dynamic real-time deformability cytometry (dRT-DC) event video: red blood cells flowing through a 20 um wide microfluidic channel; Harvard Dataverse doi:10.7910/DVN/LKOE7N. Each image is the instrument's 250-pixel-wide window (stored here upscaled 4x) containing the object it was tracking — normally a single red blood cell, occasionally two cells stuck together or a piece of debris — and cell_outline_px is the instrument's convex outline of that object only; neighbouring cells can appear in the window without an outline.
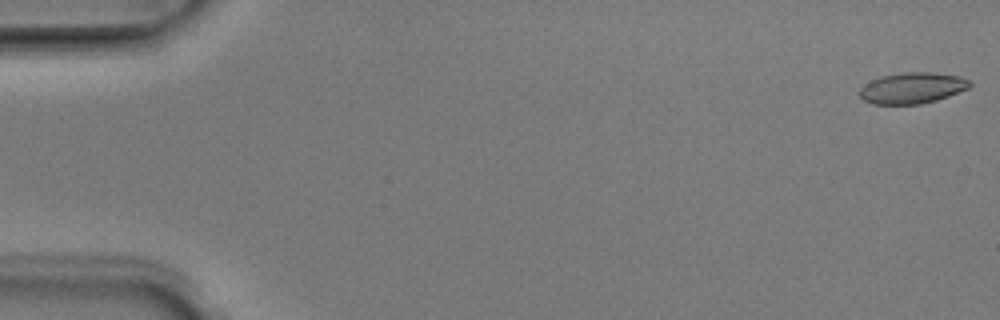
{"species": "Egyptian fruit bat (a non-hibernating species)", "species_latin": "Rousettus aegyptiacus", "temperature_condition": "room temperature", "stored_images_in_passage": 5, "camera_frame_rate_fps": 3000, "um_per_image_px": 0.085, "animal": {"sex": "male"}, "frame": {"image": 1, "passage_image": 1, "time_ms": 0.0, "image_size_px": [1000, 320], "cell_outline_px": [[972, 84], [968, 88], [948, 96], [936, 100], [920, 104], [872, 104], [864, 100], [860, 96], [860, 88], [864, 84], [880, 76], [900, 72], [932, 72], [960, 76], [968, 80]], "centroid_in_image_um": [77.52, 7.47], "position_along_channel_um": 7.5, "area_um2": 19.94}}
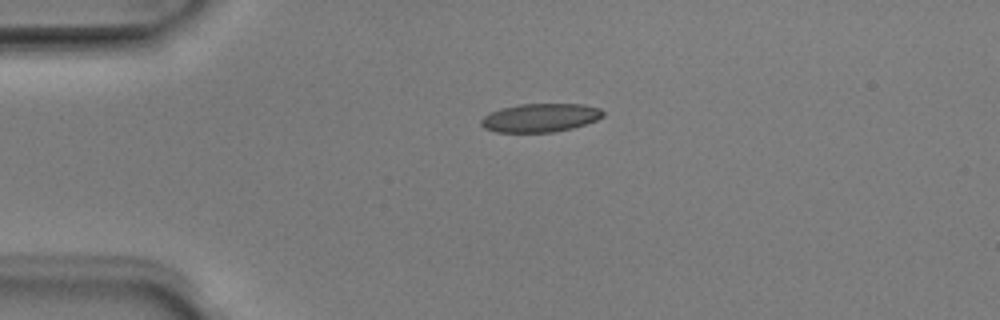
{"frame": {"image": 2, "passage_image": 4, "time_ms": 1.0, "image_size_px": [1000, 320], "cell_outline_px": [[604, 116], [596, 120], [572, 128], [552, 132], [496, 132], [484, 128], [480, 124], [480, 120], [488, 112], [500, 108], [520, 104], [584, 104], [600, 108], [604, 112]], "centroid_in_image_um": [45.9, 10.0], "position_along_channel_um": 39.1, "area_um2": 20.35}}